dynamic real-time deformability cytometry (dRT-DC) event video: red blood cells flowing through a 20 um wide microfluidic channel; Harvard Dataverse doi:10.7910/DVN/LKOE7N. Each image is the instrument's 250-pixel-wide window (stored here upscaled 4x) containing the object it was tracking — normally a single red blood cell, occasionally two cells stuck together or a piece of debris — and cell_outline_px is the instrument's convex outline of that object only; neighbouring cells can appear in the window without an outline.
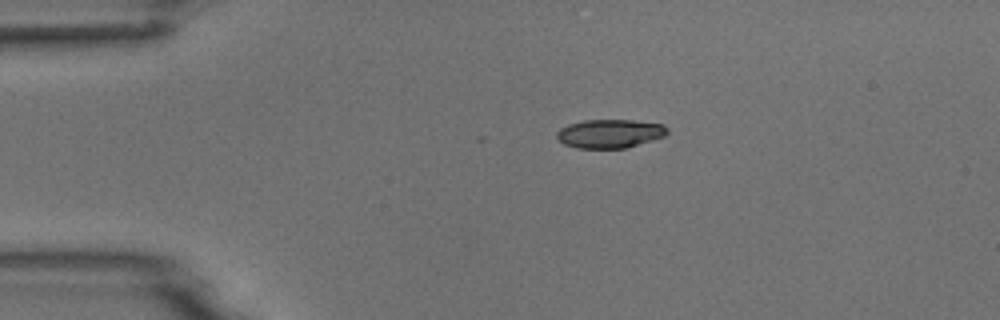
{"species": "common noctule bat (a hibernating species)", "species_latin": "Nyctalus noctula", "temperature_condition": "room temperature", "stored_images_in_passage": 4, "camera_frame_rate_fps": 3000, "um_per_image_px": 0.085, "animal": {"sex": "male", "body_mass_g": 18.8}, "frame": {"image": 1, "passage_image": 1, "time_ms": 0.0, "image_size_px": [1000, 320], "cell_outline_px": [[668, 132], [664, 136], [628, 148], [576, 148], [564, 144], [556, 140], [556, 132], [560, 128], [568, 124], [584, 120], [632, 120], [664, 124], [668, 128]], "centroid_in_image_um": [51.81, 11.36], "position_along_channel_um": 33.2, "area_um2": 18.67}}
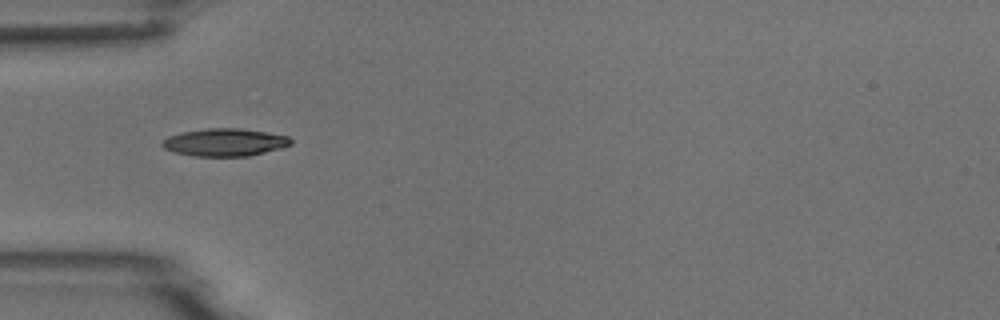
{"frame": {"image": 2, "passage_image": 3, "time_ms": 2.0, "image_size_px": [1000, 320], "cell_outline_px": [[292, 144], [280, 148], [248, 156], [192, 156], [172, 152], [164, 148], [160, 144], [168, 136], [184, 132], [208, 128], [240, 128], [288, 136], [292, 140]], "centroid_in_image_um": [19.08, 12.1], "position_along_channel_um": 65.9, "area_um2": 20.58}}